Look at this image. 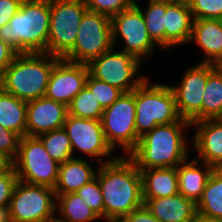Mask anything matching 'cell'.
Instances as JSON below:
<instances>
[{
    "instance_id": "obj_38",
    "label": "cell",
    "mask_w": 222,
    "mask_h": 222,
    "mask_svg": "<svg viewBox=\"0 0 222 222\" xmlns=\"http://www.w3.org/2000/svg\"><path fill=\"white\" fill-rule=\"evenodd\" d=\"M19 52L10 44L0 39V75L14 61Z\"/></svg>"
},
{
    "instance_id": "obj_26",
    "label": "cell",
    "mask_w": 222,
    "mask_h": 222,
    "mask_svg": "<svg viewBox=\"0 0 222 222\" xmlns=\"http://www.w3.org/2000/svg\"><path fill=\"white\" fill-rule=\"evenodd\" d=\"M57 210L62 218L55 219L60 222H92L101 219L76 193L56 196Z\"/></svg>"
},
{
    "instance_id": "obj_21",
    "label": "cell",
    "mask_w": 222,
    "mask_h": 222,
    "mask_svg": "<svg viewBox=\"0 0 222 222\" xmlns=\"http://www.w3.org/2000/svg\"><path fill=\"white\" fill-rule=\"evenodd\" d=\"M143 199L169 197L179 193L177 167L139 169Z\"/></svg>"
},
{
    "instance_id": "obj_32",
    "label": "cell",
    "mask_w": 222,
    "mask_h": 222,
    "mask_svg": "<svg viewBox=\"0 0 222 222\" xmlns=\"http://www.w3.org/2000/svg\"><path fill=\"white\" fill-rule=\"evenodd\" d=\"M76 194L96 213L104 218V199L98 179L95 177L81 187Z\"/></svg>"
},
{
    "instance_id": "obj_37",
    "label": "cell",
    "mask_w": 222,
    "mask_h": 222,
    "mask_svg": "<svg viewBox=\"0 0 222 222\" xmlns=\"http://www.w3.org/2000/svg\"><path fill=\"white\" fill-rule=\"evenodd\" d=\"M23 0H0V28L19 11Z\"/></svg>"
},
{
    "instance_id": "obj_18",
    "label": "cell",
    "mask_w": 222,
    "mask_h": 222,
    "mask_svg": "<svg viewBox=\"0 0 222 222\" xmlns=\"http://www.w3.org/2000/svg\"><path fill=\"white\" fill-rule=\"evenodd\" d=\"M193 20L187 0H166L165 48L189 43Z\"/></svg>"
},
{
    "instance_id": "obj_25",
    "label": "cell",
    "mask_w": 222,
    "mask_h": 222,
    "mask_svg": "<svg viewBox=\"0 0 222 222\" xmlns=\"http://www.w3.org/2000/svg\"><path fill=\"white\" fill-rule=\"evenodd\" d=\"M197 213L222 221V169H214L196 204Z\"/></svg>"
},
{
    "instance_id": "obj_20",
    "label": "cell",
    "mask_w": 222,
    "mask_h": 222,
    "mask_svg": "<svg viewBox=\"0 0 222 222\" xmlns=\"http://www.w3.org/2000/svg\"><path fill=\"white\" fill-rule=\"evenodd\" d=\"M143 201L160 222H191L197 213L196 204L180 193Z\"/></svg>"
},
{
    "instance_id": "obj_31",
    "label": "cell",
    "mask_w": 222,
    "mask_h": 222,
    "mask_svg": "<svg viewBox=\"0 0 222 222\" xmlns=\"http://www.w3.org/2000/svg\"><path fill=\"white\" fill-rule=\"evenodd\" d=\"M85 86L94 94L103 109L108 108L124 93L119 88L93 77L90 73Z\"/></svg>"
},
{
    "instance_id": "obj_36",
    "label": "cell",
    "mask_w": 222,
    "mask_h": 222,
    "mask_svg": "<svg viewBox=\"0 0 222 222\" xmlns=\"http://www.w3.org/2000/svg\"><path fill=\"white\" fill-rule=\"evenodd\" d=\"M18 177L13 169L10 173L0 174V206L9 205Z\"/></svg>"
},
{
    "instance_id": "obj_29",
    "label": "cell",
    "mask_w": 222,
    "mask_h": 222,
    "mask_svg": "<svg viewBox=\"0 0 222 222\" xmlns=\"http://www.w3.org/2000/svg\"><path fill=\"white\" fill-rule=\"evenodd\" d=\"M38 138L43 143L50 157L59 164L73 158L70 138L64 128L41 134Z\"/></svg>"
},
{
    "instance_id": "obj_34",
    "label": "cell",
    "mask_w": 222,
    "mask_h": 222,
    "mask_svg": "<svg viewBox=\"0 0 222 222\" xmlns=\"http://www.w3.org/2000/svg\"><path fill=\"white\" fill-rule=\"evenodd\" d=\"M89 11L112 17L135 5V0H84Z\"/></svg>"
},
{
    "instance_id": "obj_45",
    "label": "cell",
    "mask_w": 222,
    "mask_h": 222,
    "mask_svg": "<svg viewBox=\"0 0 222 222\" xmlns=\"http://www.w3.org/2000/svg\"><path fill=\"white\" fill-rule=\"evenodd\" d=\"M2 89V83H1V75H0V90Z\"/></svg>"
},
{
    "instance_id": "obj_15",
    "label": "cell",
    "mask_w": 222,
    "mask_h": 222,
    "mask_svg": "<svg viewBox=\"0 0 222 222\" xmlns=\"http://www.w3.org/2000/svg\"><path fill=\"white\" fill-rule=\"evenodd\" d=\"M89 74L87 64L60 59L53 67L45 97L69 106L72 99L85 87Z\"/></svg>"
},
{
    "instance_id": "obj_14",
    "label": "cell",
    "mask_w": 222,
    "mask_h": 222,
    "mask_svg": "<svg viewBox=\"0 0 222 222\" xmlns=\"http://www.w3.org/2000/svg\"><path fill=\"white\" fill-rule=\"evenodd\" d=\"M178 86H170L181 119L191 123L202 120V98L210 75V64L198 63L188 68Z\"/></svg>"
},
{
    "instance_id": "obj_2",
    "label": "cell",
    "mask_w": 222,
    "mask_h": 222,
    "mask_svg": "<svg viewBox=\"0 0 222 222\" xmlns=\"http://www.w3.org/2000/svg\"><path fill=\"white\" fill-rule=\"evenodd\" d=\"M190 126L184 119L158 125L140 137L128 157L138 169L178 167L188 159L184 130Z\"/></svg>"
},
{
    "instance_id": "obj_28",
    "label": "cell",
    "mask_w": 222,
    "mask_h": 222,
    "mask_svg": "<svg viewBox=\"0 0 222 222\" xmlns=\"http://www.w3.org/2000/svg\"><path fill=\"white\" fill-rule=\"evenodd\" d=\"M147 2L148 6L146 11L139 7L137 1L135 5L141 10L148 34L152 41L158 47L165 49L166 0H148Z\"/></svg>"
},
{
    "instance_id": "obj_1",
    "label": "cell",
    "mask_w": 222,
    "mask_h": 222,
    "mask_svg": "<svg viewBox=\"0 0 222 222\" xmlns=\"http://www.w3.org/2000/svg\"><path fill=\"white\" fill-rule=\"evenodd\" d=\"M98 166L95 177L102 190L106 220L123 219L144 205L141 172L128 156Z\"/></svg>"
},
{
    "instance_id": "obj_3",
    "label": "cell",
    "mask_w": 222,
    "mask_h": 222,
    "mask_svg": "<svg viewBox=\"0 0 222 222\" xmlns=\"http://www.w3.org/2000/svg\"><path fill=\"white\" fill-rule=\"evenodd\" d=\"M50 0H23L19 11L0 28V39L19 53H47Z\"/></svg>"
},
{
    "instance_id": "obj_4",
    "label": "cell",
    "mask_w": 222,
    "mask_h": 222,
    "mask_svg": "<svg viewBox=\"0 0 222 222\" xmlns=\"http://www.w3.org/2000/svg\"><path fill=\"white\" fill-rule=\"evenodd\" d=\"M60 59L48 53H19L1 75L2 90L25 102L43 97Z\"/></svg>"
},
{
    "instance_id": "obj_22",
    "label": "cell",
    "mask_w": 222,
    "mask_h": 222,
    "mask_svg": "<svg viewBox=\"0 0 222 222\" xmlns=\"http://www.w3.org/2000/svg\"><path fill=\"white\" fill-rule=\"evenodd\" d=\"M96 172L86 160L76 157L59 164L58 181L54 188L55 195L76 193L95 178Z\"/></svg>"
},
{
    "instance_id": "obj_16",
    "label": "cell",
    "mask_w": 222,
    "mask_h": 222,
    "mask_svg": "<svg viewBox=\"0 0 222 222\" xmlns=\"http://www.w3.org/2000/svg\"><path fill=\"white\" fill-rule=\"evenodd\" d=\"M67 115L68 106L45 96L27 102L26 136L38 137L63 128Z\"/></svg>"
},
{
    "instance_id": "obj_44",
    "label": "cell",
    "mask_w": 222,
    "mask_h": 222,
    "mask_svg": "<svg viewBox=\"0 0 222 222\" xmlns=\"http://www.w3.org/2000/svg\"><path fill=\"white\" fill-rule=\"evenodd\" d=\"M216 66H217V67L221 70V72H222V62L218 63Z\"/></svg>"
},
{
    "instance_id": "obj_7",
    "label": "cell",
    "mask_w": 222,
    "mask_h": 222,
    "mask_svg": "<svg viewBox=\"0 0 222 222\" xmlns=\"http://www.w3.org/2000/svg\"><path fill=\"white\" fill-rule=\"evenodd\" d=\"M87 10L84 0H50L48 54L63 58L73 48Z\"/></svg>"
},
{
    "instance_id": "obj_23",
    "label": "cell",
    "mask_w": 222,
    "mask_h": 222,
    "mask_svg": "<svg viewBox=\"0 0 222 222\" xmlns=\"http://www.w3.org/2000/svg\"><path fill=\"white\" fill-rule=\"evenodd\" d=\"M186 159L177 167L179 193L195 204L200 200L209 176L215 169L213 166L201 162L204 169H200L196 158L190 162Z\"/></svg>"
},
{
    "instance_id": "obj_43",
    "label": "cell",
    "mask_w": 222,
    "mask_h": 222,
    "mask_svg": "<svg viewBox=\"0 0 222 222\" xmlns=\"http://www.w3.org/2000/svg\"><path fill=\"white\" fill-rule=\"evenodd\" d=\"M108 222H124L123 219H109Z\"/></svg>"
},
{
    "instance_id": "obj_5",
    "label": "cell",
    "mask_w": 222,
    "mask_h": 222,
    "mask_svg": "<svg viewBox=\"0 0 222 222\" xmlns=\"http://www.w3.org/2000/svg\"><path fill=\"white\" fill-rule=\"evenodd\" d=\"M150 84L147 77L135 89V129L139 138L158 125L181 119L170 85Z\"/></svg>"
},
{
    "instance_id": "obj_30",
    "label": "cell",
    "mask_w": 222,
    "mask_h": 222,
    "mask_svg": "<svg viewBox=\"0 0 222 222\" xmlns=\"http://www.w3.org/2000/svg\"><path fill=\"white\" fill-rule=\"evenodd\" d=\"M104 109L94 94L85 86L68 106V115L83 119L101 120Z\"/></svg>"
},
{
    "instance_id": "obj_10",
    "label": "cell",
    "mask_w": 222,
    "mask_h": 222,
    "mask_svg": "<svg viewBox=\"0 0 222 222\" xmlns=\"http://www.w3.org/2000/svg\"><path fill=\"white\" fill-rule=\"evenodd\" d=\"M135 115V90L123 93L104 109L101 123L105 139L112 150L120 145L129 155L136 148L140 138L135 129Z\"/></svg>"
},
{
    "instance_id": "obj_41",
    "label": "cell",
    "mask_w": 222,
    "mask_h": 222,
    "mask_svg": "<svg viewBox=\"0 0 222 222\" xmlns=\"http://www.w3.org/2000/svg\"><path fill=\"white\" fill-rule=\"evenodd\" d=\"M0 222H13L9 205L0 206Z\"/></svg>"
},
{
    "instance_id": "obj_11",
    "label": "cell",
    "mask_w": 222,
    "mask_h": 222,
    "mask_svg": "<svg viewBox=\"0 0 222 222\" xmlns=\"http://www.w3.org/2000/svg\"><path fill=\"white\" fill-rule=\"evenodd\" d=\"M141 64L136 57L121 50H114L113 47L93 59L88 64V68L93 77L128 93L135 90L147 78L139 76L133 79L140 70Z\"/></svg>"
},
{
    "instance_id": "obj_9",
    "label": "cell",
    "mask_w": 222,
    "mask_h": 222,
    "mask_svg": "<svg viewBox=\"0 0 222 222\" xmlns=\"http://www.w3.org/2000/svg\"><path fill=\"white\" fill-rule=\"evenodd\" d=\"M9 206L13 222H53L56 218V195L50 187L19 180Z\"/></svg>"
},
{
    "instance_id": "obj_13",
    "label": "cell",
    "mask_w": 222,
    "mask_h": 222,
    "mask_svg": "<svg viewBox=\"0 0 222 222\" xmlns=\"http://www.w3.org/2000/svg\"><path fill=\"white\" fill-rule=\"evenodd\" d=\"M63 128L70 138L73 154L74 150L78 149L92 159L97 158L99 165L111 162L117 158V156L109 157L113 150L105 139L101 120L83 119L67 115ZM102 157L108 158L103 160Z\"/></svg>"
},
{
    "instance_id": "obj_39",
    "label": "cell",
    "mask_w": 222,
    "mask_h": 222,
    "mask_svg": "<svg viewBox=\"0 0 222 222\" xmlns=\"http://www.w3.org/2000/svg\"><path fill=\"white\" fill-rule=\"evenodd\" d=\"M124 222H160L144 204L123 218Z\"/></svg>"
},
{
    "instance_id": "obj_24",
    "label": "cell",
    "mask_w": 222,
    "mask_h": 222,
    "mask_svg": "<svg viewBox=\"0 0 222 222\" xmlns=\"http://www.w3.org/2000/svg\"><path fill=\"white\" fill-rule=\"evenodd\" d=\"M27 102L0 90V124L21 137L26 135Z\"/></svg>"
},
{
    "instance_id": "obj_42",
    "label": "cell",
    "mask_w": 222,
    "mask_h": 222,
    "mask_svg": "<svg viewBox=\"0 0 222 222\" xmlns=\"http://www.w3.org/2000/svg\"><path fill=\"white\" fill-rule=\"evenodd\" d=\"M191 222H222L196 213Z\"/></svg>"
},
{
    "instance_id": "obj_17",
    "label": "cell",
    "mask_w": 222,
    "mask_h": 222,
    "mask_svg": "<svg viewBox=\"0 0 222 222\" xmlns=\"http://www.w3.org/2000/svg\"><path fill=\"white\" fill-rule=\"evenodd\" d=\"M195 127L193 138L197 160L222 169V118L204 119L191 123Z\"/></svg>"
},
{
    "instance_id": "obj_12",
    "label": "cell",
    "mask_w": 222,
    "mask_h": 222,
    "mask_svg": "<svg viewBox=\"0 0 222 222\" xmlns=\"http://www.w3.org/2000/svg\"><path fill=\"white\" fill-rule=\"evenodd\" d=\"M111 26L114 48L116 39L121 36L125 42L121 51L131 54L141 62L144 57L152 56L156 44L150 38L144 17L136 5L112 16Z\"/></svg>"
},
{
    "instance_id": "obj_19",
    "label": "cell",
    "mask_w": 222,
    "mask_h": 222,
    "mask_svg": "<svg viewBox=\"0 0 222 222\" xmlns=\"http://www.w3.org/2000/svg\"><path fill=\"white\" fill-rule=\"evenodd\" d=\"M192 40L205 55L200 63L217 65L222 61V19H194Z\"/></svg>"
},
{
    "instance_id": "obj_27",
    "label": "cell",
    "mask_w": 222,
    "mask_h": 222,
    "mask_svg": "<svg viewBox=\"0 0 222 222\" xmlns=\"http://www.w3.org/2000/svg\"><path fill=\"white\" fill-rule=\"evenodd\" d=\"M222 118V72L210 64V75L202 98V120Z\"/></svg>"
},
{
    "instance_id": "obj_35",
    "label": "cell",
    "mask_w": 222,
    "mask_h": 222,
    "mask_svg": "<svg viewBox=\"0 0 222 222\" xmlns=\"http://www.w3.org/2000/svg\"><path fill=\"white\" fill-rule=\"evenodd\" d=\"M21 138L19 134L5 129L0 124V152L9 156L13 161L17 157Z\"/></svg>"
},
{
    "instance_id": "obj_40",
    "label": "cell",
    "mask_w": 222,
    "mask_h": 222,
    "mask_svg": "<svg viewBox=\"0 0 222 222\" xmlns=\"http://www.w3.org/2000/svg\"><path fill=\"white\" fill-rule=\"evenodd\" d=\"M13 169L14 161L3 152H0V174L10 173Z\"/></svg>"
},
{
    "instance_id": "obj_8",
    "label": "cell",
    "mask_w": 222,
    "mask_h": 222,
    "mask_svg": "<svg viewBox=\"0 0 222 222\" xmlns=\"http://www.w3.org/2000/svg\"><path fill=\"white\" fill-rule=\"evenodd\" d=\"M18 180L55 188L58 181L59 163L54 161L38 137L23 136L14 160Z\"/></svg>"
},
{
    "instance_id": "obj_33",
    "label": "cell",
    "mask_w": 222,
    "mask_h": 222,
    "mask_svg": "<svg viewBox=\"0 0 222 222\" xmlns=\"http://www.w3.org/2000/svg\"><path fill=\"white\" fill-rule=\"evenodd\" d=\"M193 19H222V0H187Z\"/></svg>"
},
{
    "instance_id": "obj_6",
    "label": "cell",
    "mask_w": 222,
    "mask_h": 222,
    "mask_svg": "<svg viewBox=\"0 0 222 222\" xmlns=\"http://www.w3.org/2000/svg\"><path fill=\"white\" fill-rule=\"evenodd\" d=\"M113 47L111 17L87 10L78 27L73 48L62 59L88 65Z\"/></svg>"
}]
</instances>
